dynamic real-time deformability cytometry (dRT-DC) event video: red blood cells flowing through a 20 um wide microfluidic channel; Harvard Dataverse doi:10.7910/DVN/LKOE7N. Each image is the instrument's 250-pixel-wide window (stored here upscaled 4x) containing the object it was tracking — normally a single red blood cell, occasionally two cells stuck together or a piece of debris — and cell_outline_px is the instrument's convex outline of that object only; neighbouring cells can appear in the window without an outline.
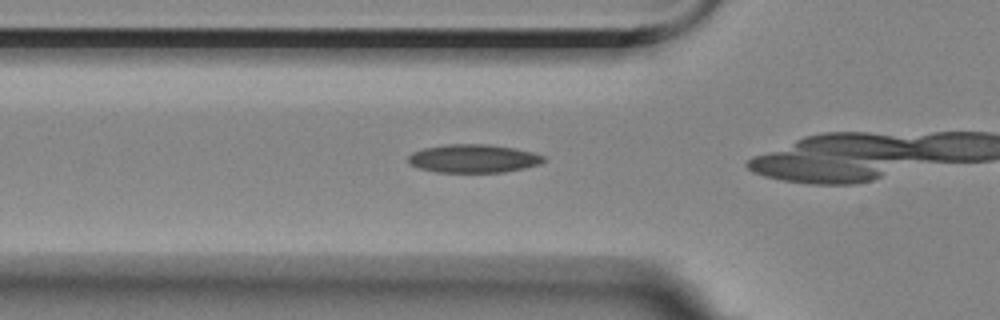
{"species": "Egyptian fruit bat (a non-hibernating species)", "species_latin": "Rousettus aegyptiacus", "temperature_condition": "room temperature", "stored_images_in_passage": 6, "camera_frame_rate_fps": 3000, "um_per_image_px": 0.085, "animal": {"sex": "female"}, "frame": {"image": 1, "passage_image": 6, "time_ms": 6.667, "image_size_px": [1000, 320], "cell_outline_px": [[544, 160], [540, 164], [524, 168], [504, 172], [436, 172], [420, 168], [408, 164], [408, 156], [412, 152], [424, 148], [448, 144], [484, 144], [512, 148], [532, 152], [544, 156]], "centroid_in_image_um": [40.2, 13.48], "position_along_channel_um": 85.6, "area_um2": 22.2}}